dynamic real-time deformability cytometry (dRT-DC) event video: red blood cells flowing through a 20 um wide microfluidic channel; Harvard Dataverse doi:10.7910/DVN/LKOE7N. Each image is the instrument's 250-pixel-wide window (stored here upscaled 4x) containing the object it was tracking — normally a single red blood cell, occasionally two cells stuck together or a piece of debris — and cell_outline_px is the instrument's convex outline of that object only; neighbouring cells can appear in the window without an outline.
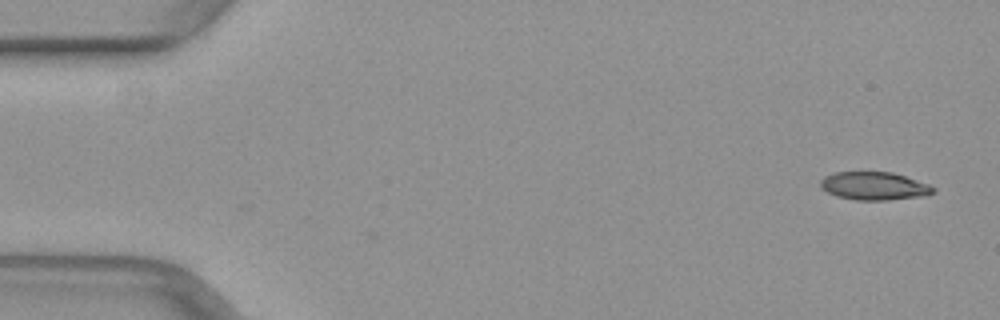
{"species": "common noctule bat (a hibernating species)", "species_latin": "Nyctalus noctula", "temperature_condition": "warm", "stored_images_in_passage": 3, "camera_frame_rate_fps": 3000, "um_per_image_px": 0.085, "animal": {"sex": "female", "body_mass_g": 29.2, "forearm_length_mm": 56.3}, "frame": {"image": 1, "passage_image": 3, "time_ms": 0.667, "image_size_px": [1000, 320], "cell_outline_px": [[936, 192], [928, 196], [888, 200], [856, 200], [836, 196], [820, 188], [820, 180], [824, 176], [836, 172], [892, 172], [928, 184], [936, 188]], "centroid_in_image_um": [74.32, 15.82], "position_along_channel_um": 10.7, "area_um2": 18.61}}